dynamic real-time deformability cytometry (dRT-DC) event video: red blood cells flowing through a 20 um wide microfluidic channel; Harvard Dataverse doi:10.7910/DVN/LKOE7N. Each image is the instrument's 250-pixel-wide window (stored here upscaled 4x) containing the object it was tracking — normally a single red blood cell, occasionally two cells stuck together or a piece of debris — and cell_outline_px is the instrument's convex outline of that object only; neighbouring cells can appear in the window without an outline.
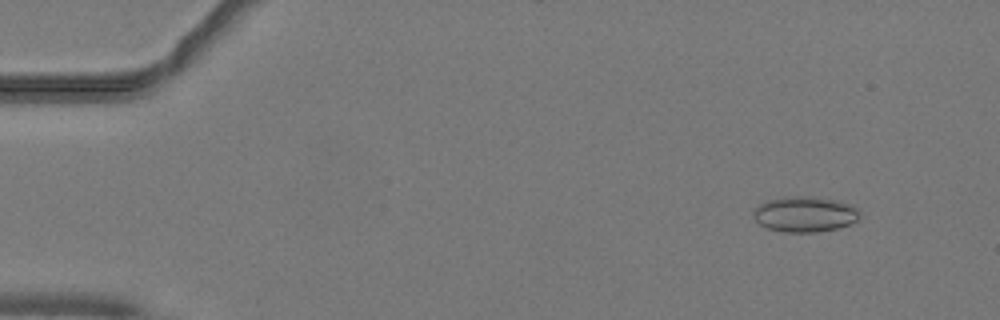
{"species": "common noctule bat (a hibernating species)", "species_latin": "Nyctalus noctula", "temperature_condition": "warm", "stored_images_in_passage": 51, "camera_frame_rate_fps": 3000, "um_per_image_px": 0.085, "animal": {"sex": "male", "body_mass_g": 19.2, "forearm_length_mm": 51.8}, "frame": {"image": 1, "passage_image": 5, "time_ms": 1.333, "image_size_px": [1000, 320], "cell_outline_px": [[860, 216], [856, 220], [848, 224], [836, 228], [816, 232], [784, 232], [768, 228], [760, 224], [752, 216], [752, 208], [764, 200], [780, 196], [816, 196], [840, 200], [852, 204], [860, 212]], "centroid_in_image_um": [68.36, 18.17], "position_along_channel_um": 16.6, "area_um2": 22.54}}
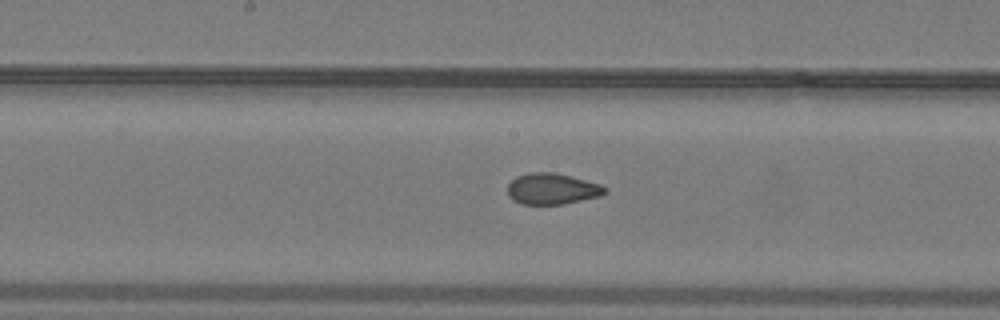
{"frame": {"image": 2, "passage_image": 27, "time_ms": 8.667, "image_size_px": [1000, 320], "cell_outline_px": [[608, 192], [600, 196], [564, 204], [520, 204], [512, 200], [508, 196], [508, 184], [516, 176], [528, 172], [552, 172], [600, 184], [608, 188]], "centroid_in_image_um": [46.91, 16.06], "position_along_channel_um": 201.3, "area_um2": 17.69}}
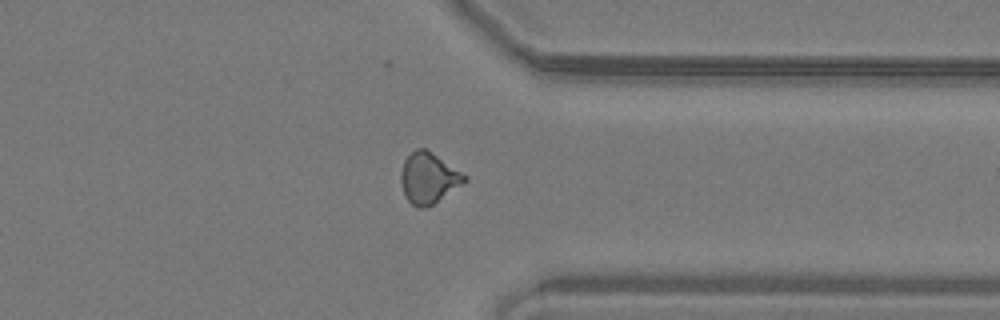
{"frame": {"image": 3, "passage_image": 40, "time_ms": 13.0, "image_size_px": [1000, 320], "cell_outline_px": [[468, 180], [464, 184], [428, 208], [416, 208], [404, 196], [400, 180], [400, 172], [404, 160], [416, 148], [424, 148], [468, 176]], "centroid_in_image_um": [36.43, 15.17], "position_along_channel_um": 375.0, "area_um2": 19.02}, "authors_computed_cell_mechanics": {"area_um2": 18.2648, "velocity_mm_per_s": 4.0791, "shape_relaxation_time_tau1_ms": null, "shape_relaxation_time_tau2_ms": 1.542, "deformation_change_tau1": null, "deformation_change_tau2": 0.0678}}